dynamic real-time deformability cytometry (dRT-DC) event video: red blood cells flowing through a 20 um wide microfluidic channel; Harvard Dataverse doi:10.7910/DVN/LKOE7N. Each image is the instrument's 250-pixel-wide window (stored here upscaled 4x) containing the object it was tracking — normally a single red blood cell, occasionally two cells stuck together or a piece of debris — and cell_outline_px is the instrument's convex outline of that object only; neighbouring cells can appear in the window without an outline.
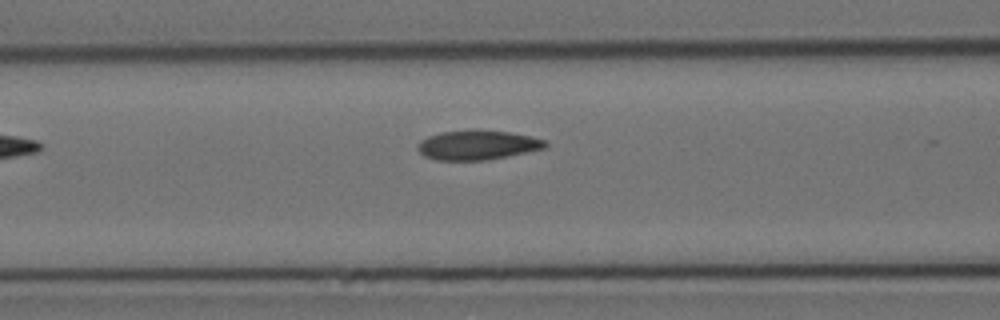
{"species": "Egyptian fruit bat (a non-hibernating species)", "species_latin": "Rousettus aegyptiacus", "temperature_condition": "cold", "stored_images_in_passage": 4, "camera_frame_rate_fps": 3000, "um_per_image_px": 0.085, "animal": {"sex": "female"}, "frame": {"image": 1, "passage_image": 4, "time_ms": 4.0, "image_size_px": [1000, 320], "cell_outline_px": [[548, 144], [544, 148], [508, 156], [488, 160], [436, 160], [424, 156], [416, 148], [420, 140], [428, 136], [440, 132], [508, 132], [532, 136], [548, 140]], "centroid_in_image_um": [40.59, 12.36], "position_along_channel_um": 126.0, "area_um2": 21.39}}